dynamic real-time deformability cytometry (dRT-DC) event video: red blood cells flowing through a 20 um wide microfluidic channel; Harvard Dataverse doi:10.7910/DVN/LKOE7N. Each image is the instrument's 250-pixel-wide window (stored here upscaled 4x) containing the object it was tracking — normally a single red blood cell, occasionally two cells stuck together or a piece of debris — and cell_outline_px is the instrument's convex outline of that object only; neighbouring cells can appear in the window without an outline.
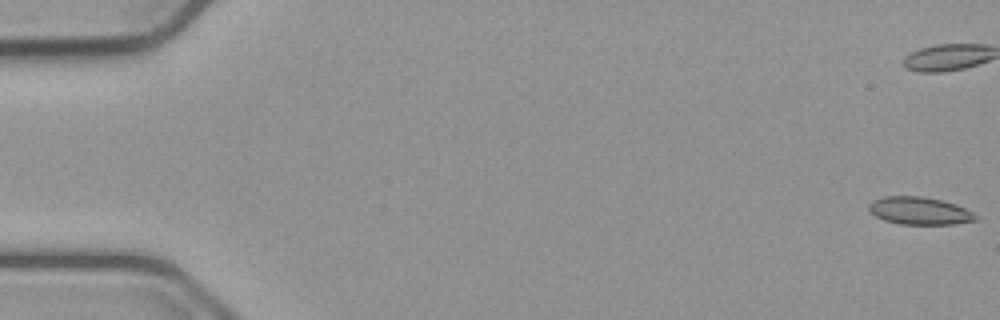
{"species": "common noctule bat (a hibernating species)", "species_latin": "Nyctalus noctula", "temperature_condition": "cold", "stored_images_in_passage": 56, "camera_frame_rate_fps": 3000, "um_per_image_px": 0.085, "animal": {"sex": "male", "body_mass_g": 23.1, "forearm_length_mm": 52.7}, "frame": {"image": 1, "passage_image": 1, "time_ms": 0.0, "image_size_px": [1000, 320], "cell_outline_px": [[980, 220], [956, 224], [900, 224], [884, 220], [876, 216], [868, 208], [868, 204], [872, 200], [884, 196], [924, 196], [956, 204], [980, 216]], "centroid_in_image_um": [78.2, 17.92], "position_along_channel_um": 6.8, "area_um2": 17.34}, "authors_computed_cell_mechanics": {"area_um2": 17.3689, "velocity_mm_per_s": 3.7655, "shape_relaxation_time_tau1_ms": 9.513, "shape_relaxation_time_tau2_ms": 3.0384, "deformation_change_tau1": 0.1425, "deformation_change_tau2": 0.0871}}